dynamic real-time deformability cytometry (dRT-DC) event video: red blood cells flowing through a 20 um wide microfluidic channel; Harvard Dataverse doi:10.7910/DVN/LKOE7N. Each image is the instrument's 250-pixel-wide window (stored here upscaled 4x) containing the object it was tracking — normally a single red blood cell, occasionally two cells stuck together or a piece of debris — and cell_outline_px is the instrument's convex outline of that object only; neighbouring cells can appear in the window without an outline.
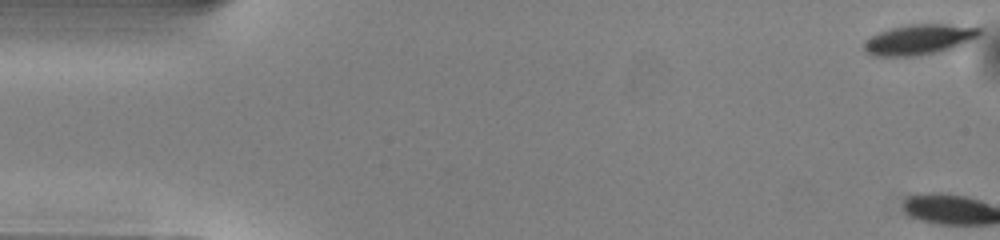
{"species": "common noctule bat (a hibernating species)", "species_latin": "Nyctalus noctula", "temperature_condition": "warm", "stored_images_in_passage": 3, "camera_frame_rate_fps": 3000, "um_per_image_px": 0.085, "animal": {"sex": "male", "body_mass_g": 13.0, "forearm_length_mm": 53.1}, "frame": {"image": 1, "passage_image": 1, "time_ms": 0.0, "image_size_px": [1000, 240], "cell_outline_px": [[984, 28], [980, 36], [956, 48], [916, 56], [872, 56], [864, 48], [864, 40], [880, 32], [892, 28], [912, 24], [944, 24]], "centroid_in_image_um": [78.18, 3.36], "position_along_channel_um": 6.8, "area_um2": 20.46}}